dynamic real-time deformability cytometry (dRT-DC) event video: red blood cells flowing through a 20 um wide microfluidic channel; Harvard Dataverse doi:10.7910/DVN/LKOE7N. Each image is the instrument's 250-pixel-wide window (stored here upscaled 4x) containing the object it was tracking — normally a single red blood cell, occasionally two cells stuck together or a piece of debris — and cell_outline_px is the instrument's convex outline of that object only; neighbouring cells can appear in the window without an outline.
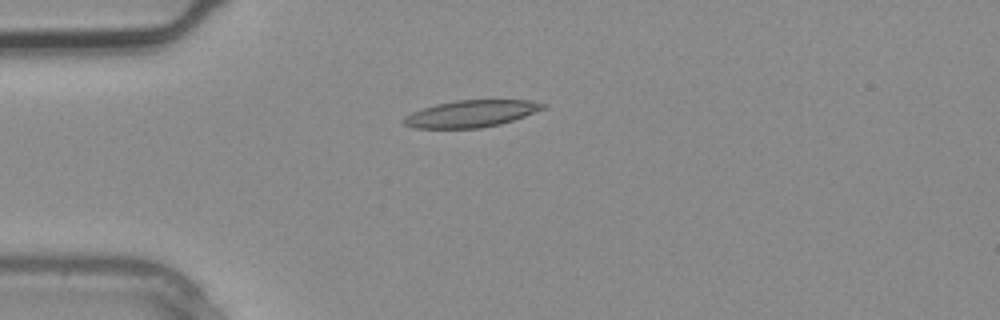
{"species": "common noctule bat (a hibernating species)", "species_latin": "Nyctalus noctula", "temperature_condition": "warm", "stored_images_in_passage": 2, "camera_frame_rate_fps": 3000, "um_per_image_px": 0.085, "animal": {"sex": "male", "body_mass_g": 20.4}, "frame": {"image": 1, "passage_image": 2, "time_ms": 0.333, "image_size_px": [1000, 320], "cell_outline_px": [[548, 108], [500, 124], [480, 128], [416, 128], [404, 124], [400, 120], [404, 116], [412, 112], [436, 104], [456, 100], [528, 100], [548, 104]], "centroid_in_image_um": [40.06, 9.66], "position_along_channel_um": 44.9, "area_um2": 21.85}}